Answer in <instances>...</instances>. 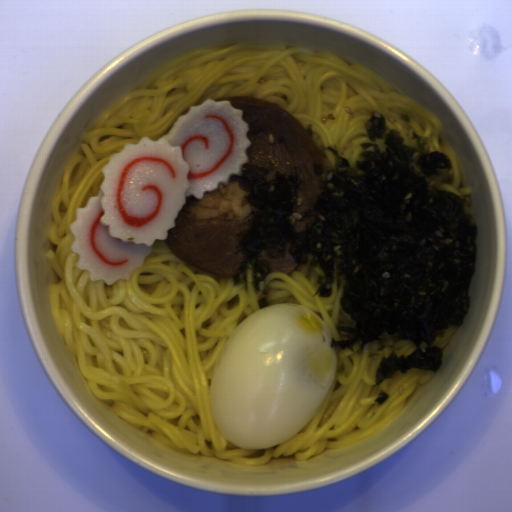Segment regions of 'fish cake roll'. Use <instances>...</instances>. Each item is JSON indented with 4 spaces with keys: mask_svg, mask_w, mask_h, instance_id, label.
Wrapping results in <instances>:
<instances>
[{
    "mask_svg": "<svg viewBox=\"0 0 512 512\" xmlns=\"http://www.w3.org/2000/svg\"><path fill=\"white\" fill-rule=\"evenodd\" d=\"M243 115L230 101L207 98L158 140L140 136L137 144L126 142L111 153L98 196L77 209L69 226L77 270L89 272L92 282L131 280L155 240L167 238L188 195L200 200L204 192L228 186L230 175L248 164Z\"/></svg>",
    "mask_w": 512,
    "mask_h": 512,
    "instance_id": "obj_1",
    "label": "fish cake roll"
}]
</instances>
